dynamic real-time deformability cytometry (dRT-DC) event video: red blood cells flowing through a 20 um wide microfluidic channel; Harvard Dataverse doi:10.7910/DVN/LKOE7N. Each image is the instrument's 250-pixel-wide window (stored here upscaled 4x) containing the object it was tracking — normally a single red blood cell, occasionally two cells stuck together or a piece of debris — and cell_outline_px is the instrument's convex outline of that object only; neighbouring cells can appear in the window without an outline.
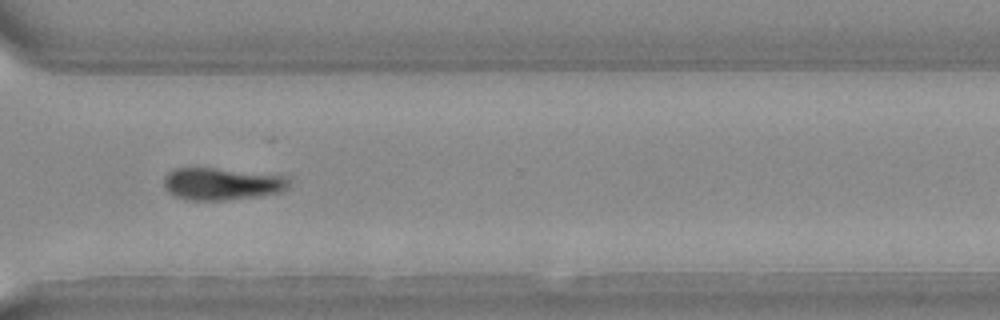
{"species": "Egyptian fruit bat (a non-hibernating species)", "species_latin": "Rousettus aegyptiacus", "temperature_condition": "warm", "stored_images_in_passage": 34, "camera_frame_rate_fps": 3000, "um_per_image_px": 0.085, "animal": {"sex": "female"}, "frame": {"image": 1, "passage_image": 25, "time_ms": 8.0, "image_size_px": [1000, 320], "cell_outline_px": [[292, 180], [288, 188], [280, 192], [260, 196], [228, 200], [188, 200], [176, 196], [168, 192], [164, 188], [164, 176], [168, 172], [176, 168], [216, 168], [288, 176]], "centroid_in_image_um": [18.89, 15.63], "position_along_channel_um": 351.7, "area_um2": 23.76}}